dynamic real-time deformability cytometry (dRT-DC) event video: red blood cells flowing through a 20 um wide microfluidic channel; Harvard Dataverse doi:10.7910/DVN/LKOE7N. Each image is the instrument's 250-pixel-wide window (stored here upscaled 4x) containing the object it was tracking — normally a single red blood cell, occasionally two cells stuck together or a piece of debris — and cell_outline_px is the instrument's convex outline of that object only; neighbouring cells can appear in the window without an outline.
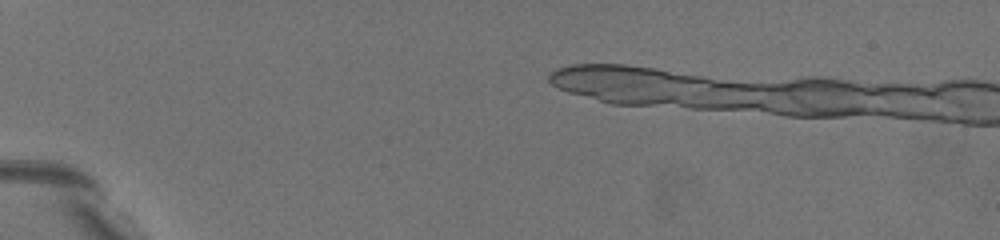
{"species": "common noctule bat (a hibernating species)", "species_latin": "Nyctalus noctula", "temperature_condition": "warm", "stored_images_in_passage": 7, "camera_frame_rate_fps": 3000, "um_per_image_px": 0.085, "animal": {"sex": "female", "body_mass_g": 19.5, "forearm_length_mm": 54.1}, "frame": {"image": 1, "passage_image": 3, "time_ms": 0.667, "image_size_px": [1000, 240], "cell_outline_px": [[200, 216], [196, 220], [168, 212], [120, 168], [116, 164], [104, 144], [120, 132], [132, 140]], "centroid_in_image_um": [12.59, 14.96], "position_along_channel_um": 72.4, "area_um2": 18.84}}